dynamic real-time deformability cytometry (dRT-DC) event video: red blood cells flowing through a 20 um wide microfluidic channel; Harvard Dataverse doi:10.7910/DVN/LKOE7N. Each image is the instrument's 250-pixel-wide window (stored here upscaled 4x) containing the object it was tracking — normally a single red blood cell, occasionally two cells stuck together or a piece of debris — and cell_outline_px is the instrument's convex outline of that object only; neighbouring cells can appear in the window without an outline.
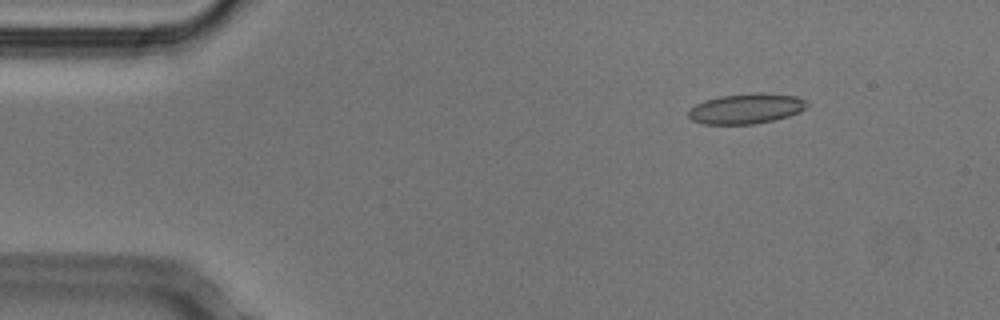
{"species": "Egyptian fruit bat (a non-hibernating species)", "species_latin": "Rousettus aegyptiacus", "temperature_condition": "cold", "stored_images_in_passage": 46, "camera_frame_rate_fps": 3000, "um_per_image_px": 0.085, "animal": {"sex": "male"}, "frame": {"image": 1, "passage_image": 1, "time_ms": 0.0, "image_size_px": [1000, 320], "cell_outline_px": [[808, 104], [800, 112], [776, 120], [756, 124], [704, 124], [692, 120], [688, 116], [688, 108], [704, 100], [720, 96], [760, 92], [796, 96], [808, 100]], "centroid_in_image_um": [63.43, 9.23], "position_along_channel_um": 21.6, "area_um2": 21.1}}
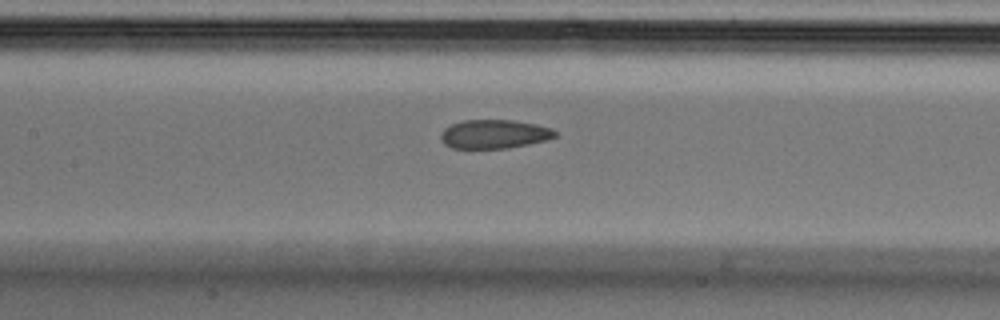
{"frame": {"image": 2, "passage_image": 18, "time_ms": 5.667, "image_size_px": [1000, 320], "cell_outline_px": [[556, 136], [548, 140], [508, 148], [452, 148], [444, 144], [440, 140], [440, 132], [444, 128], [452, 124], [464, 120], [516, 120], [536, 124], [552, 128], [556, 132]], "centroid_in_image_um": [42.0, 11.39], "position_along_channel_um": 165.4, "area_um2": 19.36}}
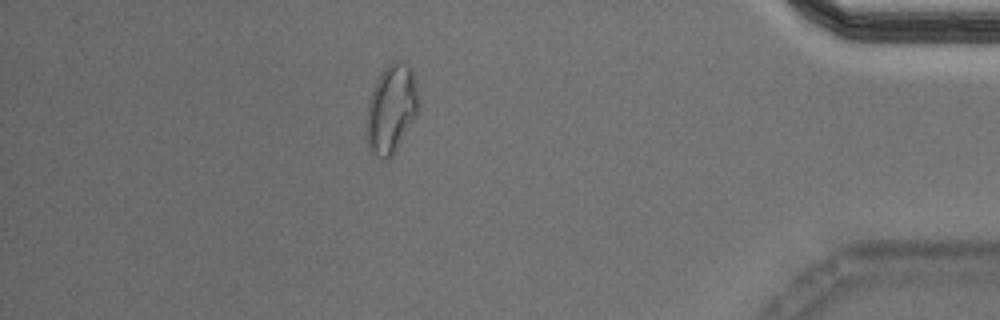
{"frame": {"image": 3, "passage_image": 40, "time_ms": 13.0, "image_size_px": [1000, 320], "cell_outline_px": [[416, 112], [412, 120], [392, 156], [388, 160], [384, 160], [368, 152], [368, 100], [376, 80], [380, 72], [392, 60], [404, 60], [412, 68], [416, 92]], "centroid_in_image_um": [33.22, 9.22], "position_along_channel_um": 402.0, "area_um2": 26.18}, "authors_computed_cell_mechanics": {"area_um2": 20.8658, "velocity_mm_per_s": 3.8034, "shape_relaxation_time_tau1_ms": null, "shape_relaxation_time_tau2_ms": 2.3471, "deformation_change_tau1": null, "deformation_change_tau2": 0.0821}}